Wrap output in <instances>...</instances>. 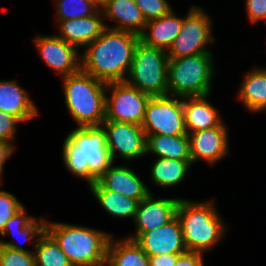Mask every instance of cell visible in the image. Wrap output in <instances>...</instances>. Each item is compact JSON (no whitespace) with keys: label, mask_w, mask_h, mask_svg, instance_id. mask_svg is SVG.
<instances>
[{"label":"cell","mask_w":266,"mask_h":266,"mask_svg":"<svg viewBox=\"0 0 266 266\" xmlns=\"http://www.w3.org/2000/svg\"><path fill=\"white\" fill-rule=\"evenodd\" d=\"M139 41L137 34L107 27L85 47L81 70L106 84L125 82Z\"/></svg>","instance_id":"cell-1"},{"label":"cell","mask_w":266,"mask_h":266,"mask_svg":"<svg viewBox=\"0 0 266 266\" xmlns=\"http://www.w3.org/2000/svg\"><path fill=\"white\" fill-rule=\"evenodd\" d=\"M63 161L74 176L88 185L99 179L113 164L102 125L76 127L63 143Z\"/></svg>","instance_id":"cell-2"},{"label":"cell","mask_w":266,"mask_h":266,"mask_svg":"<svg viewBox=\"0 0 266 266\" xmlns=\"http://www.w3.org/2000/svg\"><path fill=\"white\" fill-rule=\"evenodd\" d=\"M45 231L73 266H91L107 260V247L112 235L106 232L58 222H45Z\"/></svg>","instance_id":"cell-3"},{"label":"cell","mask_w":266,"mask_h":266,"mask_svg":"<svg viewBox=\"0 0 266 266\" xmlns=\"http://www.w3.org/2000/svg\"><path fill=\"white\" fill-rule=\"evenodd\" d=\"M176 216L182 227L187 251L203 254L224 237L227 229L211 200L199 203L180 199Z\"/></svg>","instance_id":"cell-4"},{"label":"cell","mask_w":266,"mask_h":266,"mask_svg":"<svg viewBox=\"0 0 266 266\" xmlns=\"http://www.w3.org/2000/svg\"><path fill=\"white\" fill-rule=\"evenodd\" d=\"M63 79L65 103L78 127L102 125L107 84L83 70Z\"/></svg>","instance_id":"cell-5"},{"label":"cell","mask_w":266,"mask_h":266,"mask_svg":"<svg viewBox=\"0 0 266 266\" xmlns=\"http://www.w3.org/2000/svg\"><path fill=\"white\" fill-rule=\"evenodd\" d=\"M211 52L169 58L168 95L174 97H200L210 94L214 75Z\"/></svg>","instance_id":"cell-6"},{"label":"cell","mask_w":266,"mask_h":266,"mask_svg":"<svg viewBox=\"0 0 266 266\" xmlns=\"http://www.w3.org/2000/svg\"><path fill=\"white\" fill-rule=\"evenodd\" d=\"M167 51L137 43L126 83L150 97L168 95Z\"/></svg>","instance_id":"cell-7"},{"label":"cell","mask_w":266,"mask_h":266,"mask_svg":"<svg viewBox=\"0 0 266 266\" xmlns=\"http://www.w3.org/2000/svg\"><path fill=\"white\" fill-rule=\"evenodd\" d=\"M145 135H188L185 129L183 98L170 95L150 97L141 125Z\"/></svg>","instance_id":"cell-8"},{"label":"cell","mask_w":266,"mask_h":266,"mask_svg":"<svg viewBox=\"0 0 266 266\" xmlns=\"http://www.w3.org/2000/svg\"><path fill=\"white\" fill-rule=\"evenodd\" d=\"M210 20L202 8L192 6L187 16L183 18L177 38L167 51L168 57L181 58L210 52L205 48V45L214 42Z\"/></svg>","instance_id":"cell-9"},{"label":"cell","mask_w":266,"mask_h":266,"mask_svg":"<svg viewBox=\"0 0 266 266\" xmlns=\"http://www.w3.org/2000/svg\"><path fill=\"white\" fill-rule=\"evenodd\" d=\"M106 91H112L105 103V120L142 125L150 96L126 82L108 83Z\"/></svg>","instance_id":"cell-10"},{"label":"cell","mask_w":266,"mask_h":266,"mask_svg":"<svg viewBox=\"0 0 266 266\" xmlns=\"http://www.w3.org/2000/svg\"><path fill=\"white\" fill-rule=\"evenodd\" d=\"M102 127L106 132V144L113 162L117 152L125 160L147 154V136L140 125L104 120Z\"/></svg>","instance_id":"cell-11"},{"label":"cell","mask_w":266,"mask_h":266,"mask_svg":"<svg viewBox=\"0 0 266 266\" xmlns=\"http://www.w3.org/2000/svg\"><path fill=\"white\" fill-rule=\"evenodd\" d=\"M38 53L42 56L45 64L58 72L62 77L69 76L81 70V56L78 48L68 44L58 37L38 36L34 39Z\"/></svg>","instance_id":"cell-12"},{"label":"cell","mask_w":266,"mask_h":266,"mask_svg":"<svg viewBox=\"0 0 266 266\" xmlns=\"http://www.w3.org/2000/svg\"><path fill=\"white\" fill-rule=\"evenodd\" d=\"M134 240L149 257L187 251L177 216L159 228L139 234Z\"/></svg>","instance_id":"cell-13"},{"label":"cell","mask_w":266,"mask_h":266,"mask_svg":"<svg viewBox=\"0 0 266 266\" xmlns=\"http://www.w3.org/2000/svg\"><path fill=\"white\" fill-rule=\"evenodd\" d=\"M227 126L217 127L188 134L192 164L203 159L211 165L218 163L229 152Z\"/></svg>","instance_id":"cell-14"},{"label":"cell","mask_w":266,"mask_h":266,"mask_svg":"<svg viewBox=\"0 0 266 266\" xmlns=\"http://www.w3.org/2000/svg\"><path fill=\"white\" fill-rule=\"evenodd\" d=\"M150 192L140 201L135 214L136 234L127 237L134 240L139 234L159 228L176 216L180 198L154 199Z\"/></svg>","instance_id":"cell-15"},{"label":"cell","mask_w":266,"mask_h":266,"mask_svg":"<svg viewBox=\"0 0 266 266\" xmlns=\"http://www.w3.org/2000/svg\"><path fill=\"white\" fill-rule=\"evenodd\" d=\"M101 9L92 16L62 20L59 23V35L61 39L77 48L87 46L97 39L108 27L102 21Z\"/></svg>","instance_id":"cell-16"},{"label":"cell","mask_w":266,"mask_h":266,"mask_svg":"<svg viewBox=\"0 0 266 266\" xmlns=\"http://www.w3.org/2000/svg\"><path fill=\"white\" fill-rule=\"evenodd\" d=\"M97 181L107 190L139 201L150 193L140 177L127 166L111 165Z\"/></svg>","instance_id":"cell-17"},{"label":"cell","mask_w":266,"mask_h":266,"mask_svg":"<svg viewBox=\"0 0 266 266\" xmlns=\"http://www.w3.org/2000/svg\"><path fill=\"white\" fill-rule=\"evenodd\" d=\"M100 9L104 18L113 19L118 23L109 29L127 31L139 36L143 33L146 22L133 0H103Z\"/></svg>","instance_id":"cell-18"},{"label":"cell","mask_w":266,"mask_h":266,"mask_svg":"<svg viewBox=\"0 0 266 266\" xmlns=\"http://www.w3.org/2000/svg\"><path fill=\"white\" fill-rule=\"evenodd\" d=\"M206 96L183 98L185 129L187 134L219 126L222 121Z\"/></svg>","instance_id":"cell-19"},{"label":"cell","mask_w":266,"mask_h":266,"mask_svg":"<svg viewBox=\"0 0 266 266\" xmlns=\"http://www.w3.org/2000/svg\"><path fill=\"white\" fill-rule=\"evenodd\" d=\"M182 24L183 18L178 17L172 10L167 15L147 22L140 40L147 46L168 51L177 38Z\"/></svg>","instance_id":"cell-20"},{"label":"cell","mask_w":266,"mask_h":266,"mask_svg":"<svg viewBox=\"0 0 266 266\" xmlns=\"http://www.w3.org/2000/svg\"><path fill=\"white\" fill-rule=\"evenodd\" d=\"M27 91L16 81H0V111L16 117L20 122L30 120L38 113Z\"/></svg>","instance_id":"cell-21"},{"label":"cell","mask_w":266,"mask_h":266,"mask_svg":"<svg viewBox=\"0 0 266 266\" xmlns=\"http://www.w3.org/2000/svg\"><path fill=\"white\" fill-rule=\"evenodd\" d=\"M91 193L100 203V205L117 218H135L139 200L128 198L119 192L105 189L98 181L88 185Z\"/></svg>","instance_id":"cell-22"},{"label":"cell","mask_w":266,"mask_h":266,"mask_svg":"<svg viewBox=\"0 0 266 266\" xmlns=\"http://www.w3.org/2000/svg\"><path fill=\"white\" fill-rule=\"evenodd\" d=\"M150 152L159 158L191 160L189 137L188 135H148L146 153Z\"/></svg>","instance_id":"cell-23"},{"label":"cell","mask_w":266,"mask_h":266,"mask_svg":"<svg viewBox=\"0 0 266 266\" xmlns=\"http://www.w3.org/2000/svg\"><path fill=\"white\" fill-rule=\"evenodd\" d=\"M238 97L252 112L266 110V68L253 69L246 74Z\"/></svg>","instance_id":"cell-24"},{"label":"cell","mask_w":266,"mask_h":266,"mask_svg":"<svg viewBox=\"0 0 266 266\" xmlns=\"http://www.w3.org/2000/svg\"><path fill=\"white\" fill-rule=\"evenodd\" d=\"M107 261L110 266H150L149 256L135 240L115 241L112 236L107 247Z\"/></svg>","instance_id":"cell-25"},{"label":"cell","mask_w":266,"mask_h":266,"mask_svg":"<svg viewBox=\"0 0 266 266\" xmlns=\"http://www.w3.org/2000/svg\"><path fill=\"white\" fill-rule=\"evenodd\" d=\"M192 160L158 158L151 168V181L160 187L178 185L184 180Z\"/></svg>","instance_id":"cell-26"},{"label":"cell","mask_w":266,"mask_h":266,"mask_svg":"<svg viewBox=\"0 0 266 266\" xmlns=\"http://www.w3.org/2000/svg\"><path fill=\"white\" fill-rule=\"evenodd\" d=\"M25 210V206L19 210L11 219L6 222V225L2 232V236H5L7 233L11 236H20L26 241L35 242L38 240V237L41 236L45 231V219L36 220L34 217L28 216ZM37 236V238H35ZM35 238V239H34Z\"/></svg>","instance_id":"cell-27"},{"label":"cell","mask_w":266,"mask_h":266,"mask_svg":"<svg viewBox=\"0 0 266 266\" xmlns=\"http://www.w3.org/2000/svg\"><path fill=\"white\" fill-rule=\"evenodd\" d=\"M36 266H73L55 240L46 232L34 244Z\"/></svg>","instance_id":"cell-28"},{"label":"cell","mask_w":266,"mask_h":266,"mask_svg":"<svg viewBox=\"0 0 266 266\" xmlns=\"http://www.w3.org/2000/svg\"><path fill=\"white\" fill-rule=\"evenodd\" d=\"M58 21L78 19L96 14L101 7L98 0H56Z\"/></svg>","instance_id":"cell-29"},{"label":"cell","mask_w":266,"mask_h":266,"mask_svg":"<svg viewBox=\"0 0 266 266\" xmlns=\"http://www.w3.org/2000/svg\"><path fill=\"white\" fill-rule=\"evenodd\" d=\"M0 266H36L35 256L20 245L0 240Z\"/></svg>","instance_id":"cell-30"},{"label":"cell","mask_w":266,"mask_h":266,"mask_svg":"<svg viewBox=\"0 0 266 266\" xmlns=\"http://www.w3.org/2000/svg\"><path fill=\"white\" fill-rule=\"evenodd\" d=\"M140 8L145 22L169 14L173 9L167 0H133Z\"/></svg>","instance_id":"cell-31"},{"label":"cell","mask_w":266,"mask_h":266,"mask_svg":"<svg viewBox=\"0 0 266 266\" xmlns=\"http://www.w3.org/2000/svg\"><path fill=\"white\" fill-rule=\"evenodd\" d=\"M23 207L24 205L13 194L0 190V233L4 229L6 222Z\"/></svg>","instance_id":"cell-32"},{"label":"cell","mask_w":266,"mask_h":266,"mask_svg":"<svg viewBox=\"0 0 266 266\" xmlns=\"http://www.w3.org/2000/svg\"><path fill=\"white\" fill-rule=\"evenodd\" d=\"M20 122L16 117L0 111V140L10 142L15 138L16 124Z\"/></svg>","instance_id":"cell-33"},{"label":"cell","mask_w":266,"mask_h":266,"mask_svg":"<svg viewBox=\"0 0 266 266\" xmlns=\"http://www.w3.org/2000/svg\"><path fill=\"white\" fill-rule=\"evenodd\" d=\"M246 11L250 22L266 20V0H246Z\"/></svg>","instance_id":"cell-34"},{"label":"cell","mask_w":266,"mask_h":266,"mask_svg":"<svg viewBox=\"0 0 266 266\" xmlns=\"http://www.w3.org/2000/svg\"><path fill=\"white\" fill-rule=\"evenodd\" d=\"M202 255V253L186 251L179 254L175 266H204Z\"/></svg>","instance_id":"cell-35"},{"label":"cell","mask_w":266,"mask_h":266,"mask_svg":"<svg viewBox=\"0 0 266 266\" xmlns=\"http://www.w3.org/2000/svg\"><path fill=\"white\" fill-rule=\"evenodd\" d=\"M179 254H163L149 257L150 266H175Z\"/></svg>","instance_id":"cell-36"},{"label":"cell","mask_w":266,"mask_h":266,"mask_svg":"<svg viewBox=\"0 0 266 266\" xmlns=\"http://www.w3.org/2000/svg\"><path fill=\"white\" fill-rule=\"evenodd\" d=\"M14 151L12 143L0 140V181L2 179L4 164Z\"/></svg>","instance_id":"cell-37"},{"label":"cell","mask_w":266,"mask_h":266,"mask_svg":"<svg viewBox=\"0 0 266 266\" xmlns=\"http://www.w3.org/2000/svg\"><path fill=\"white\" fill-rule=\"evenodd\" d=\"M91 266H110L109 262L107 260H105L102 263L96 264V265H91Z\"/></svg>","instance_id":"cell-38"}]
</instances>
